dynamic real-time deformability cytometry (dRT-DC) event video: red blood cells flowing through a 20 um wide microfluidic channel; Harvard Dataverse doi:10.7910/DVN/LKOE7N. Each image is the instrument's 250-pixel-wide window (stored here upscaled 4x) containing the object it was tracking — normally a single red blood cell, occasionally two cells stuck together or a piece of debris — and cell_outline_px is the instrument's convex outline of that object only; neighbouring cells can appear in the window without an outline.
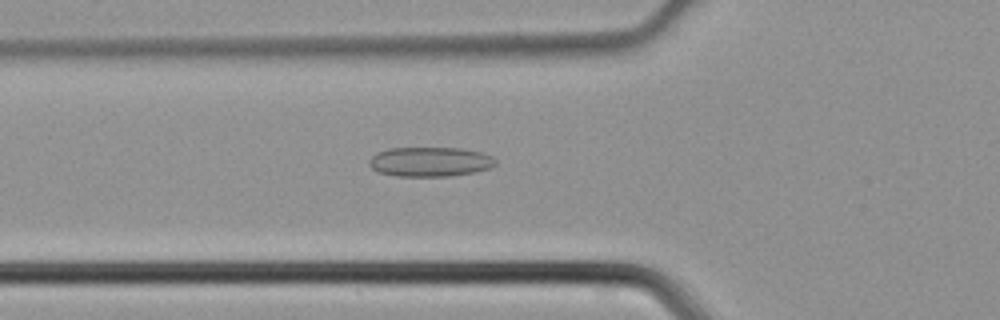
{"species": "common noctule bat (a hibernating species)", "species_latin": "Nyctalus noctula", "temperature_condition": "cold", "stored_images_in_passage": 43, "camera_frame_rate_fps": 3000, "um_per_image_px": 0.085, "animal": {"sex": "male", "body_mass_g": 21.5, "forearm_length_mm": 52.0}, "frame": {"image": 1, "passage_image": 16, "time_ms": 5.0, "image_size_px": [1000, 320], "cell_outline_px": [[496, 164], [492, 168], [472, 172], [448, 176], [396, 176], [376, 172], [368, 164], [368, 160], [376, 152], [388, 148], [464, 148], [480, 152], [492, 156], [496, 160]], "centroid_in_image_um": [36.53, 13.74], "position_along_channel_um": 89.3, "area_um2": 21.96}}
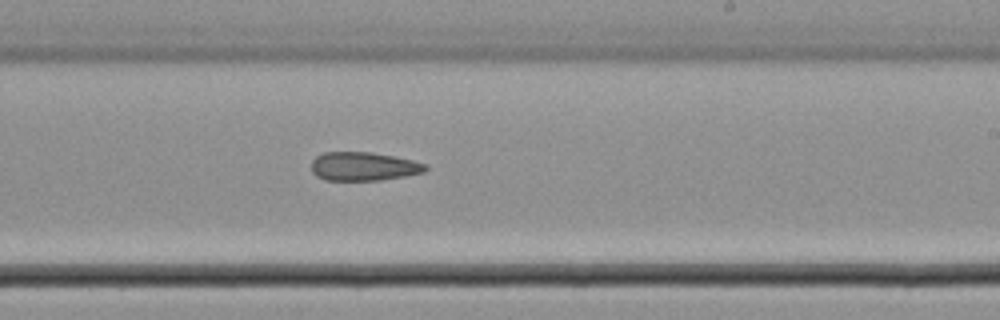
{"frame": {"image": 2, "passage_image": 27, "time_ms": 8.667, "image_size_px": [1000, 320], "cell_outline_px": [[428, 168], [424, 172], [404, 176], [380, 180], [324, 180], [316, 176], [312, 172], [312, 160], [316, 156], [324, 152], [372, 152], [412, 160], [428, 164]], "centroid_in_image_um": [30.9, 14.14], "position_along_channel_um": 258.1, "area_um2": 19.07}}
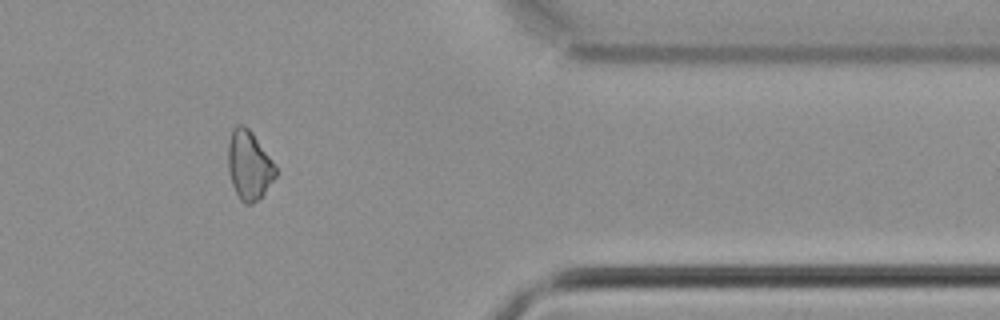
{"frame": {"image": 3, "passage_image": 37, "time_ms": 12.0, "image_size_px": [1000, 320], "cell_outline_px": [[276, 176], [264, 192], [252, 204], [244, 204], [240, 200], [232, 184], [228, 172], [228, 140], [232, 128], [236, 124], [244, 124], [252, 132], [272, 160], [276, 168]], "centroid_in_image_um": [21.14, 14.01], "position_along_channel_um": 390.3, "area_um2": 19.07}}